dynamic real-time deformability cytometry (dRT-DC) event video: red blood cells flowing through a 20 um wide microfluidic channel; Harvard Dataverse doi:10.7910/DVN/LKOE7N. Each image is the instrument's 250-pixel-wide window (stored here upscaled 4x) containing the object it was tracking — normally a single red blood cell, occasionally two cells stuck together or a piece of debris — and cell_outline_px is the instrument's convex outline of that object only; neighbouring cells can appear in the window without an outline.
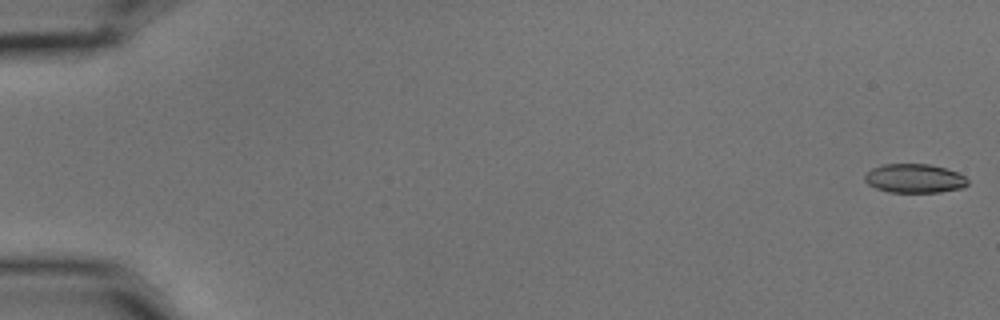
{"species": "common noctule bat (a hibernating species)", "species_latin": "Nyctalus noctula", "temperature_condition": "cold", "stored_images_in_passage": 12, "camera_frame_rate_fps": 3000, "um_per_image_px": 0.085, "animal": {"sex": "male", "body_mass_g": 15.6}, "frame": {"image": 1, "passage_image": 1, "time_ms": 0.0, "image_size_px": [1000, 320], "cell_outline_px": [[968, 184], [960, 188], [940, 192], [888, 192], [876, 188], [868, 184], [864, 180], [864, 176], [872, 168], [884, 164], [928, 164], [944, 168], [956, 172], [964, 176], [968, 180]], "centroid_in_image_um": [77.71, 15.17], "position_along_channel_um": 7.3, "area_um2": 17.22}}